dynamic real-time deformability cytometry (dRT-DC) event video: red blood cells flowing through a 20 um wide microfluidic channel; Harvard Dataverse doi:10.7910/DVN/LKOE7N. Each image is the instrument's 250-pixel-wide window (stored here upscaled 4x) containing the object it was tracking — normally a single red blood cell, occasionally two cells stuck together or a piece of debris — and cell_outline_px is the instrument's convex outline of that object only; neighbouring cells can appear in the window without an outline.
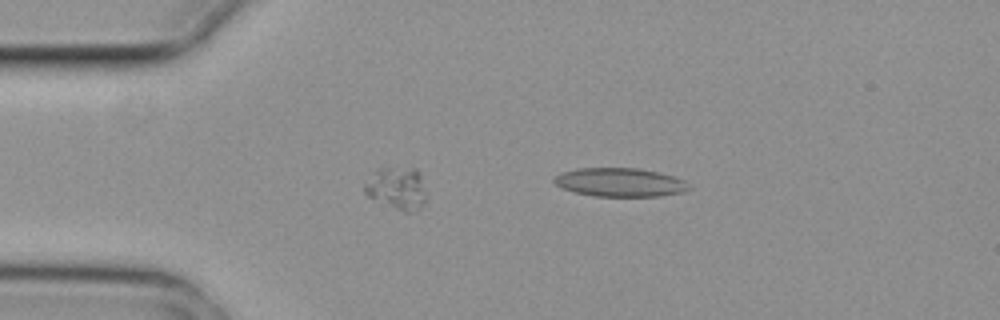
{"species": "common noctule bat (a hibernating species)", "species_latin": "Nyctalus noctula", "temperature_condition": "cold", "stored_images_in_passage": 4, "camera_frame_rate_fps": 3000, "um_per_image_px": 0.085, "animal": {"sex": "female", "body_mass_g": 29.2, "forearm_length_mm": 56.3}, "frame": {"image": 1, "passage_image": 4, "time_ms": 1.0, "image_size_px": [1000, 320], "cell_outline_px": [[692, 188], [684, 192], [660, 196], [592, 196], [560, 188], [552, 180], [560, 172], [580, 168], [636, 168], [656, 172], [672, 176], [684, 180]], "centroid_in_image_um": [52.68, 15.5], "position_along_channel_um": 32.3, "area_um2": 22.48}}